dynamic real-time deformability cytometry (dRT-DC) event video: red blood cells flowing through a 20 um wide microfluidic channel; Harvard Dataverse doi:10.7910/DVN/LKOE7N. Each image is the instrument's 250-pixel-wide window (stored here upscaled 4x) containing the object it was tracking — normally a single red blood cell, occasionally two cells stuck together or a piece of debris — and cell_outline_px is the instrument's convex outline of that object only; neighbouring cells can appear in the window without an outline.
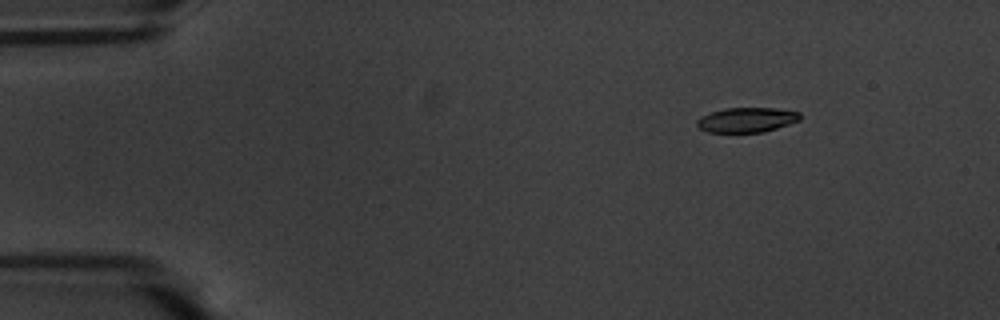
{"species": "common noctule bat (a hibernating species)", "species_latin": "Nyctalus noctula", "temperature_condition": "warm", "stored_images_in_passage": 23, "camera_frame_rate_fps": 3000, "um_per_image_px": 0.085, "animal": {"sex": "male", "body_mass_g": 20.1, "forearm_length_mm": 53.5}, "frame": {"image": 1, "passage_image": 1, "time_ms": 0.0, "image_size_px": [1000, 320], "cell_outline_px": [[800, 120], [764, 132], [708, 132], [700, 128], [696, 124], [696, 120], [700, 116], [724, 108], [776, 108], [800, 112]], "centroid_in_image_um": [63.46, 10.18], "position_along_channel_um": 21.5, "area_um2": 14.85}}
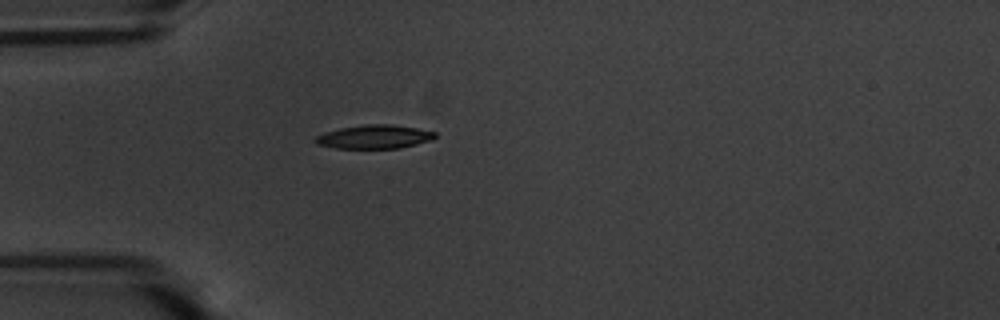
{"frame": {"image": 2, "passage_image": 10, "time_ms": 3.0, "image_size_px": [1000, 320], "cell_outline_px": [[436, 136], [432, 140], [400, 148], [336, 148], [316, 144], [312, 140], [316, 136], [324, 132], [340, 128], [364, 124], [392, 124], [416, 128], [436, 132]], "centroid_in_image_um": [31.79, 11.62], "position_along_channel_um": 53.2, "area_um2": 16.59}}